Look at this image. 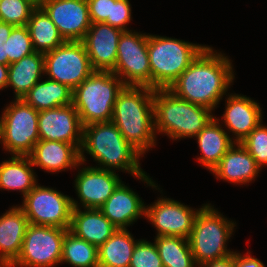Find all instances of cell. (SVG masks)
<instances>
[{
	"label": "cell",
	"instance_id": "6da1fadb",
	"mask_svg": "<svg viewBox=\"0 0 267 267\" xmlns=\"http://www.w3.org/2000/svg\"><path fill=\"white\" fill-rule=\"evenodd\" d=\"M230 61L206 46L168 90L180 99L213 111L235 79Z\"/></svg>",
	"mask_w": 267,
	"mask_h": 267
},
{
	"label": "cell",
	"instance_id": "7a4b0ae2",
	"mask_svg": "<svg viewBox=\"0 0 267 267\" xmlns=\"http://www.w3.org/2000/svg\"><path fill=\"white\" fill-rule=\"evenodd\" d=\"M88 153L95 161L96 168L109 171L124 170L136 178L157 189L154 181L144 172L139 163L142 154L134 148L121 134L112 122H98L83 126L82 145L80 148V163L84 164Z\"/></svg>",
	"mask_w": 267,
	"mask_h": 267
},
{
	"label": "cell",
	"instance_id": "3957f363",
	"mask_svg": "<svg viewBox=\"0 0 267 267\" xmlns=\"http://www.w3.org/2000/svg\"><path fill=\"white\" fill-rule=\"evenodd\" d=\"M153 94L151 87L124 86L116 97L111 120L142 155L156 145Z\"/></svg>",
	"mask_w": 267,
	"mask_h": 267
},
{
	"label": "cell",
	"instance_id": "277c9868",
	"mask_svg": "<svg viewBox=\"0 0 267 267\" xmlns=\"http://www.w3.org/2000/svg\"><path fill=\"white\" fill-rule=\"evenodd\" d=\"M155 133L172 139L195 137L215 116L212 110L176 97L168 89H154Z\"/></svg>",
	"mask_w": 267,
	"mask_h": 267
},
{
	"label": "cell",
	"instance_id": "5b68a950",
	"mask_svg": "<svg viewBox=\"0 0 267 267\" xmlns=\"http://www.w3.org/2000/svg\"><path fill=\"white\" fill-rule=\"evenodd\" d=\"M124 86L111 71H94L87 77L72 94L81 124L111 121L116 97Z\"/></svg>",
	"mask_w": 267,
	"mask_h": 267
},
{
	"label": "cell",
	"instance_id": "8992f818",
	"mask_svg": "<svg viewBox=\"0 0 267 267\" xmlns=\"http://www.w3.org/2000/svg\"><path fill=\"white\" fill-rule=\"evenodd\" d=\"M205 47L206 45L149 34L151 88L168 89Z\"/></svg>",
	"mask_w": 267,
	"mask_h": 267
},
{
	"label": "cell",
	"instance_id": "52a82bcc",
	"mask_svg": "<svg viewBox=\"0 0 267 267\" xmlns=\"http://www.w3.org/2000/svg\"><path fill=\"white\" fill-rule=\"evenodd\" d=\"M235 224L208 203L199 208L188 238L197 266L234 254V251L226 249V242L234 232Z\"/></svg>",
	"mask_w": 267,
	"mask_h": 267
},
{
	"label": "cell",
	"instance_id": "ba28073f",
	"mask_svg": "<svg viewBox=\"0 0 267 267\" xmlns=\"http://www.w3.org/2000/svg\"><path fill=\"white\" fill-rule=\"evenodd\" d=\"M38 114L35 108L22 99H15L2 112L0 141L11 155L29 156L40 140Z\"/></svg>",
	"mask_w": 267,
	"mask_h": 267
},
{
	"label": "cell",
	"instance_id": "9c48e42d",
	"mask_svg": "<svg viewBox=\"0 0 267 267\" xmlns=\"http://www.w3.org/2000/svg\"><path fill=\"white\" fill-rule=\"evenodd\" d=\"M68 230L29 224L20 254L9 267H54L61 263L62 243Z\"/></svg>",
	"mask_w": 267,
	"mask_h": 267
},
{
	"label": "cell",
	"instance_id": "30bf717a",
	"mask_svg": "<svg viewBox=\"0 0 267 267\" xmlns=\"http://www.w3.org/2000/svg\"><path fill=\"white\" fill-rule=\"evenodd\" d=\"M125 86L151 87L148 34L123 31L117 48L116 65L112 71Z\"/></svg>",
	"mask_w": 267,
	"mask_h": 267
},
{
	"label": "cell",
	"instance_id": "8fae6325",
	"mask_svg": "<svg viewBox=\"0 0 267 267\" xmlns=\"http://www.w3.org/2000/svg\"><path fill=\"white\" fill-rule=\"evenodd\" d=\"M45 73L50 80L67 85L72 91L94 70L82 41H65L44 54Z\"/></svg>",
	"mask_w": 267,
	"mask_h": 267
},
{
	"label": "cell",
	"instance_id": "7c38bea8",
	"mask_svg": "<svg viewBox=\"0 0 267 267\" xmlns=\"http://www.w3.org/2000/svg\"><path fill=\"white\" fill-rule=\"evenodd\" d=\"M23 199L19 207L29 224L69 229L73 210L71 197L37 184Z\"/></svg>",
	"mask_w": 267,
	"mask_h": 267
},
{
	"label": "cell",
	"instance_id": "4fadbf2b",
	"mask_svg": "<svg viewBox=\"0 0 267 267\" xmlns=\"http://www.w3.org/2000/svg\"><path fill=\"white\" fill-rule=\"evenodd\" d=\"M65 41H82L91 26L87 0H39Z\"/></svg>",
	"mask_w": 267,
	"mask_h": 267
},
{
	"label": "cell",
	"instance_id": "5bb4252c",
	"mask_svg": "<svg viewBox=\"0 0 267 267\" xmlns=\"http://www.w3.org/2000/svg\"><path fill=\"white\" fill-rule=\"evenodd\" d=\"M198 211L177 200L162 197L146 207L145 217L157 229V236H179L188 239Z\"/></svg>",
	"mask_w": 267,
	"mask_h": 267
},
{
	"label": "cell",
	"instance_id": "9a60e30c",
	"mask_svg": "<svg viewBox=\"0 0 267 267\" xmlns=\"http://www.w3.org/2000/svg\"><path fill=\"white\" fill-rule=\"evenodd\" d=\"M38 132L40 140L70 143L80 151L83 125L73 104L39 111Z\"/></svg>",
	"mask_w": 267,
	"mask_h": 267
},
{
	"label": "cell",
	"instance_id": "2e32d148",
	"mask_svg": "<svg viewBox=\"0 0 267 267\" xmlns=\"http://www.w3.org/2000/svg\"><path fill=\"white\" fill-rule=\"evenodd\" d=\"M121 182L115 171L90 166L78 171L75 189L84 209H99Z\"/></svg>",
	"mask_w": 267,
	"mask_h": 267
},
{
	"label": "cell",
	"instance_id": "e0dca14e",
	"mask_svg": "<svg viewBox=\"0 0 267 267\" xmlns=\"http://www.w3.org/2000/svg\"><path fill=\"white\" fill-rule=\"evenodd\" d=\"M122 30L104 22L91 23L82 40L94 71H113Z\"/></svg>",
	"mask_w": 267,
	"mask_h": 267
},
{
	"label": "cell",
	"instance_id": "ac0fdd59",
	"mask_svg": "<svg viewBox=\"0 0 267 267\" xmlns=\"http://www.w3.org/2000/svg\"><path fill=\"white\" fill-rule=\"evenodd\" d=\"M226 105L225 127L236 136L234 142H241L262 121V110L256 101L238 94H230Z\"/></svg>",
	"mask_w": 267,
	"mask_h": 267
},
{
	"label": "cell",
	"instance_id": "d6986e66",
	"mask_svg": "<svg viewBox=\"0 0 267 267\" xmlns=\"http://www.w3.org/2000/svg\"><path fill=\"white\" fill-rule=\"evenodd\" d=\"M72 198V214L69 231L99 248L118 229L99 209L81 210Z\"/></svg>",
	"mask_w": 267,
	"mask_h": 267
},
{
	"label": "cell",
	"instance_id": "ffe728a7",
	"mask_svg": "<svg viewBox=\"0 0 267 267\" xmlns=\"http://www.w3.org/2000/svg\"><path fill=\"white\" fill-rule=\"evenodd\" d=\"M99 210L118 229H126L145 216L146 206L136 192L121 182Z\"/></svg>",
	"mask_w": 267,
	"mask_h": 267
},
{
	"label": "cell",
	"instance_id": "44dd1931",
	"mask_svg": "<svg viewBox=\"0 0 267 267\" xmlns=\"http://www.w3.org/2000/svg\"><path fill=\"white\" fill-rule=\"evenodd\" d=\"M28 225V218L18 206L0 217V267H9L17 259Z\"/></svg>",
	"mask_w": 267,
	"mask_h": 267
},
{
	"label": "cell",
	"instance_id": "7402d4cb",
	"mask_svg": "<svg viewBox=\"0 0 267 267\" xmlns=\"http://www.w3.org/2000/svg\"><path fill=\"white\" fill-rule=\"evenodd\" d=\"M29 157L33 166L52 173L82 165L80 151L65 142L39 140Z\"/></svg>",
	"mask_w": 267,
	"mask_h": 267
},
{
	"label": "cell",
	"instance_id": "603a6c76",
	"mask_svg": "<svg viewBox=\"0 0 267 267\" xmlns=\"http://www.w3.org/2000/svg\"><path fill=\"white\" fill-rule=\"evenodd\" d=\"M261 168L241 142H235L211 171L217 179L246 184L258 176Z\"/></svg>",
	"mask_w": 267,
	"mask_h": 267
},
{
	"label": "cell",
	"instance_id": "cb8c5ba5",
	"mask_svg": "<svg viewBox=\"0 0 267 267\" xmlns=\"http://www.w3.org/2000/svg\"><path fill=\"white\" fill-rule=\"evenodd\" d=\"M220 119L214 117L196 136L202 153L197 160L212 171L228 149L235 143L220 125Z\"/></svg>",
	"mask_w": 267,
	"mask_h": 267
},
{
	"label": "cell",
	"instance_id": "d4e9b609",
	"mask_svg": "<svg viewBox=\"0 0 267 267\" xmlns=\"http://www.w3.org/2000/svg\"><path fill=\"white\" fill-rule=\"evenodd\" d=\"M8 67L7 87L14 89L15 99H22L45 73L44 54L34 52L9 64Z\"/></svg>",
	"mask_w": 267,
	"mask_h": 267
},
{
	"label": "cell",
	"instance_id": "484cf974",
	"mask_svg": "<svg viewBox=\"0 0 267 267\" xmlns=\"http://www.w3.org/2000/svg\"><path fill=\"white\" fill-rule=\"evenodd\" d=\"M29 156L12 155L0 163V189L19 190L23 198L37 185Z\"/></svg>",
	"mask_w": 267,
	"mask_h": 267
},
{
	"label": "cell",
	"instance_id": "4316f807",
	"mask_svg": "<svg viewBox=\"0 0 267 267\" xmlns=\"http://www.w3.org/2000/svg\"><path fill=\"white\" fill-rule=\"evenodd\" d=\"M39 80L22 98L37 111L48 110L72 104L73 91L57 81Z\"/></svg>",
	"mask_w": 267,
	"mask_h": 267
},
{
	"label": "cell",
	"instance_id": "83f0119b",
	"mask_svg": "<svg viewBox=\"0 0 267 267\" xmlns=\"http://www.w3.org/2000/svg\"><path fill=\"white\" fill-rule=\"evenodd\" d=\"M137 242L127 229H117L98 248L99 267H129Z\"/></svg>",
	"mask_w": 267,
	"mask_h": 267
},
{
	"label": "cell",
	"instance_id": "f1b7e54d",
	"mask_svg": "<svg viewBox=\"0 0 267 267\" xmlns=\"http://www.w3.org/2000/svg\"><path fill=\"white\" fill-rule=\"evenodd\" d=\"M26 26L35 52L45 54L65 42L56 25L40 5L32 11Z\"/></svg>",
	"mask_w": 267,
	"mask_h": 267
},
{
	"label": "cell",
	"instance_id": "f546056e",
	"mask_svg": "<svg viewBox=\"0 0 267 267\" xmlns=\"http://www.w3.org/2000/svg\"><path fill=\"white\" fill-rule=\"evenodd\" d=\"M154 241L163 267H197L187 238L156 236Z\"/></svg>",
	"mask_w": 267,
	"mask_h": 267
},
{
	"label": "cell",
	"instance_id": "4dcf8cb0",
	"mask_svg": "<svg viewBox=\"0 0 267 267\" xmlns=\"http://www.w3.org/2000/svg\"><path fill=\"white\" fill-rule=\"evenodd\" d=\"M63 262L73 267H99L98 248L68 230L62 243L61 263Z\"/></svg>",
	"mask_w": 267,
	"mask_h": 267
},
{
	"label": "cell",
	"instance_id": "1f68e13d",
	"mask_svg": "<svg viewBox=\"0 0 267 267\" xmlns=\"http://www.w3.org/2000/svg\"><path fill=\"white\" fill-rule=\"evenodd\" d=\"M39 0H0V21L14 26H26Z\"/></svg>",
	"mask_w": 267,
	"mask_h": 267
},
{
	"label": "cell",
	"instance_id": "d6a6232c",
	"mask_svg": "<svg viewBox=\"0 0 267 267\" xmlns=\"http://www.w3.org/2000/svg\"><path fill=\"white\" fill-rule=\"evenodd\" d=\"M5 45L8 65L35 52L27 26H15Z\"/></svg>",
	"mask_w": 267,
	"mask_h": 267
},
{
	"label": "cell",
	"instance_id": "836d02e7",
	"mask_svg": "<svg viewBox=\"0 0 267 267\" xmlns=\"http://www.w3.org/2000/svg\"><path fill=\"white\" fill-rule=\"evenodd\" d=\"M241 144L247 149L260 168L267 166V126L260 122L241 141Z\"/></svg>",
	"mask_w": 267,
	"mask_h": 267
},
{
	"label": "cell",
	"instance_id": "e575fe53",
	"mask_svg": "<svg viewBox=\"0 0 267 267\" xmlns=\"http://www.w3.org/2000/svg\"><path fill=\"white\" fill-rule=\"evenodd\" d=\"M129 267H163L155 243L144 239L138 240Z\"/></svg>",
	"mask_w": 267,
	"mask_h": 267
},
{
	"label": "cell",
	"instance_id": "d590c367",
	"mask_svg": "<svg viewBox=\"0 0 267 267\" xmlns=\"http://www.w3.org/2000/svg\"><path fill=\"white\" fill-rule=\"evenodd\" d=\"M131 21V5L129 0H112L111 19L104 23L122 31H129L126 25Z\"/></svg>",
	"mask_w": 267,
	"mask_h": 267
},
{
	"label": "cell",
	"instance_id": "8d00e7d4",
	"mask_svg": "<svg viewBox=\"0 0 267 267\" xmlns=\"http://www.w3.org/2000/svg\"><path fill=\"white\" fill-rule=\"evenodd\" d=\"M92 23H102L111 19L112 0H87Z\"/></svg>",
	"mask_w": 267,
	"mask_h": 267
},
{
	"label": "cell",
	"instance_id": "74e56055",
	"mask_svg": "<svg viewBox=\"0 0 267 267\" xmlns=\"http://www.w3.org/2000/svg\"><path fill=\"white\" fill-rule=\"evenodd\" d=\"M14 25L0 21V64L8 65V56L6 55L5 45Z\"/></svg>",
	"mask_w": 267,
	"mask_h": 267
},
{
	"label": "cell",
	"instance_id": "f35d334b",
	"mask_svg": "<svg viewBox=\"0 0 267 267\" xmlns=\"http://www.w3.org/2000/svg\"><path fill=\"white\" fill-rule=\"evenodd\" d=\"M241 255V253L234 252V267H265V265L257 258L249 255Z\"/></svg>",
	"mask_w": 267,
	"mask_h": 267
},
{
	"label": "cell",
	"instance_id": "ab89813d",
	"mask_svg": "<svg viewBox=\"0 0 267 267\" xmlns=\"http://www.w3.org/2000/svg\"><path fill=\"white\" fill-rule=\"evenodd\" d=\"M199 267H234V254L221 260L204 263Z\"/></svg>",
	"mask_w": 267,
	"mask_h": 267
},
{
	"label": "cell",
	"instance_id": "60d3db41",
	"mask_svg": "<svg viewBox=\"0 0 267 267\" xmlns=\"http://www.w3.org/2000/svg\"><path fill=\"white\" fill-rule=\"evenodd\" d=\"M9 75V67L5 64H0V90L7 88Z\"/></svg>",
	"mask_w": 267,
	"mask_h": 267
}]
</instances>
